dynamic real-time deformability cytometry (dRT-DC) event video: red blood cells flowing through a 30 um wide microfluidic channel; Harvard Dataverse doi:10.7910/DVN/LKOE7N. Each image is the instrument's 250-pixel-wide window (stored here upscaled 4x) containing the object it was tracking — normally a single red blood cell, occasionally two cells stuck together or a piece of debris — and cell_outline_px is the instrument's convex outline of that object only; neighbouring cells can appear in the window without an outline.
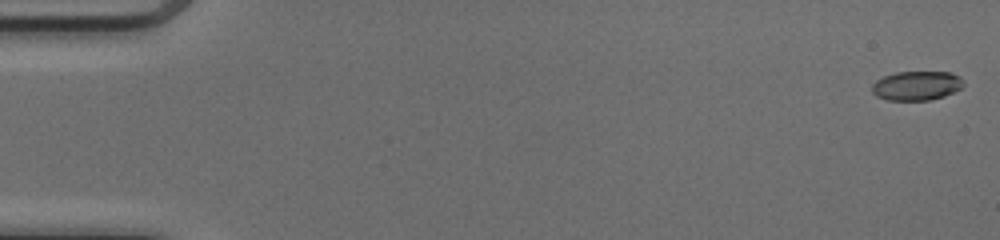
{"species": "common noctule bat (a hibernating species)", "species_latin": "Nyctalus noctula", "temperature_condition": "cold", "stored_images_in_passage": 51, "camera_frame_rate_fps": 3000, "um_per_image_px": 0.085, "animal": {"sex": "female", "body_mass_g": 17.0, "forearm_length_mm": 48.0}, "frame": {"image": 1, "passage_image": 1, "time_ms": 0.0, "image_size_px": [1000, 240], "cell_outline_px": [[964, 84], [960, 88], [944, 96], [928, 100], [888, 100], [876, 96], [872, 92], [872, 84], [876, 80], [884, 76], [896, 72], [952, 72], [960, 76], [964, 80]], "centroid_in_image_um": [77.91, 7.27], "position_along_channel_um": 7.1, "area_um2": 15.61}}
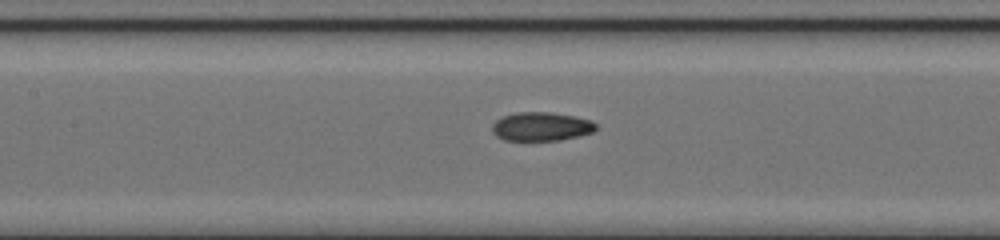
{"frame": {"image": 2, "passage_image": 24, "time_ms": 7.667, "image_size_px": [1000, 240], "cell_outline_px": [[596, 128], [592, 132], [560, 140], [504, 140], [496, 136], [492, 132], [492, 124], [496, 120], [504, 116], [516, 112], [552, 112], [576, 116], [592, 120], [596, 124]], "centroid_in_image_um": [46.0, 10.74], "position_along_channel_um": 161.4, "area_um2": 17.4}}
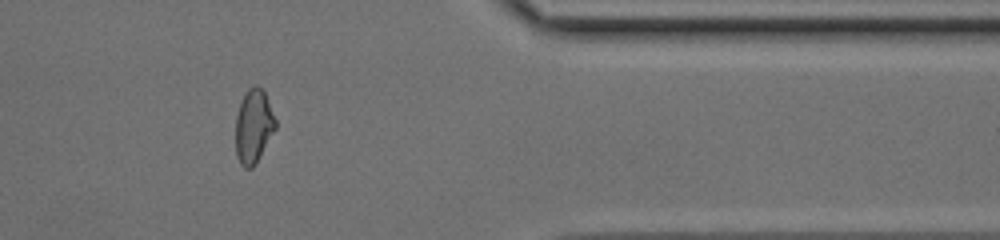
{"frame": {"image": 3, "passage_image": 42, "time_ms": 13.667, "image_size_px": [1000, 240], "cell_outline_px": [[276, 128], [256, 164], [252, 168], [244, 168], [240, 164], [236, 156], [236, 116], [240, 104], [248, 88], [256, 84], [264, 92], [276, 120]], "centroid_in_image_um": [21.55, 10.77], "position_along_channel_um": 389.9, "area_um2": 17.05}, "authors_computed_cell_mechanics": {"area_um2": 17.3978, "velocity_mm_per_s": 4.1461, "shape_relaxation_time_tau1_ms": null, "shape_relaxation_time_tau2_ms": 2.1023, "deformation_change_tau1": null, "deformation_change_tau2": 0.0813}}